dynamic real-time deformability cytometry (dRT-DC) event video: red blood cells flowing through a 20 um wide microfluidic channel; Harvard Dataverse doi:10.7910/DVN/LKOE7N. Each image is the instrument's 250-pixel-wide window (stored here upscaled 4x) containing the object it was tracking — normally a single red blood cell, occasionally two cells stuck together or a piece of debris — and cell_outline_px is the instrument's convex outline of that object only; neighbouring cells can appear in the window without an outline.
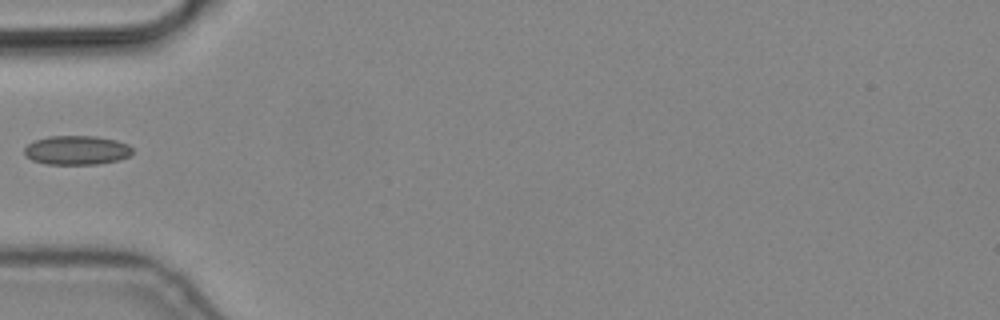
{"species": "common noctule bat (a hibernating species)", "species_latin": "Nyctalus noctula", "temperature_condition": "cold", "stored_images_in_passage": 5, "camera_frame_rate_fps": 3000, "um_per_image_px": 0.085, "animal": {"sex": "male", "body_mass_g": 19.2, "forearm_length_mm": 51.8}, "frame": {"image": 1, "passage_image": 5, "time_ms": 1.333, "image_size_px": [1000, 320], "cell_outline_px": [[132, 152], [128, 156], [120, 160], [96, 164], [44, 164], [32, 160], [24, 156], [24, 148], [28, 144], [36, 140], [48, 136], [96, 136], [116, 140], [128, 144], [132, 148]], "centroid_in_image_um": [6.5, 12.77], "position_along_channel_um": 78.5, "area_um2": 18.44}}